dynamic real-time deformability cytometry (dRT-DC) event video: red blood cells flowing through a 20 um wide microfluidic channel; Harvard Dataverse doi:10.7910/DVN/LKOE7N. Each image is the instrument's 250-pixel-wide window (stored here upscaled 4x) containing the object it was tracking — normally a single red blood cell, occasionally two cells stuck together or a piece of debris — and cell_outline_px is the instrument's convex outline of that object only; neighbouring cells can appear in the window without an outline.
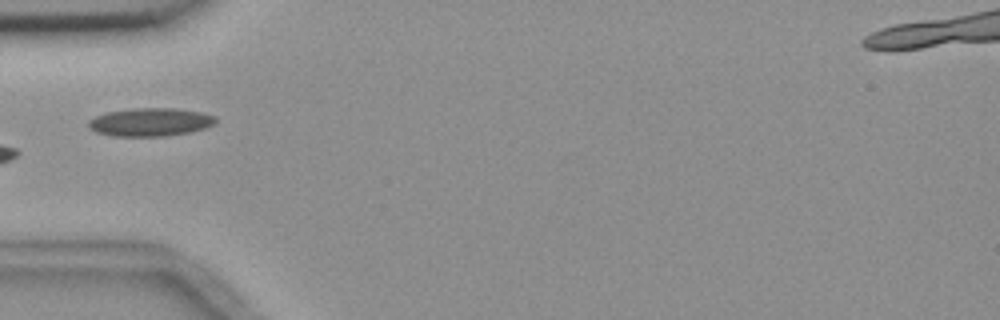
{"species": "common noctule bat (a hibernating species)", "species_latin": "Nyctalus noctula", "temperature_condition": "room temperature", "stored_images_in_passage": 8, "camera_frame_rate_fps": 3000, "um_per_image_px": 0.085, "animal": {"sex": "female", "body_mass_g": 18.4}, "frame": {"image": 1, "passage_image": 5, "time_ms": 5.667, "image_size_px": [1000, 320], "cell_outline_px": [[216, 124], [192, 132], [168, 136], [112, 136], [96, 132], [88, 128], [88, 120], [96, 116], [108, 112], [132, 108], [176, 108], [200, 112], [216, 116]], "centroid_in_image_um": [12.79, 10.38], "position_along_channel_um": 72.2, "area_um2": 21.1}}
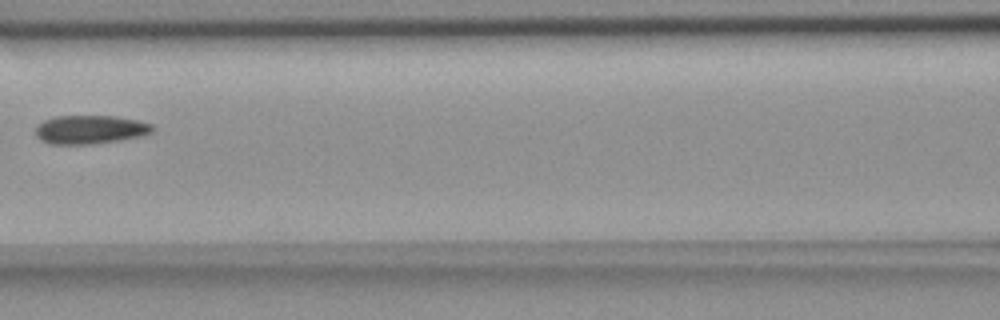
{"frame": {"image": 2, "passage_image": 7, "time_ms": 8.0, "image_size_px": [1000, 320], "cell_outline_px": [[152, 132], [140, 136], [116, 140], [88, 144], [48, 144], [40, 140], [36, 136], [36, 124], [44, 120], [56, 116], [116, 116], [140, 120], [152, 124]], "centroid_in_image_um": [7.62, 11.0], "position_along_channel_um": 159.0, "area_um2": 19.48}}
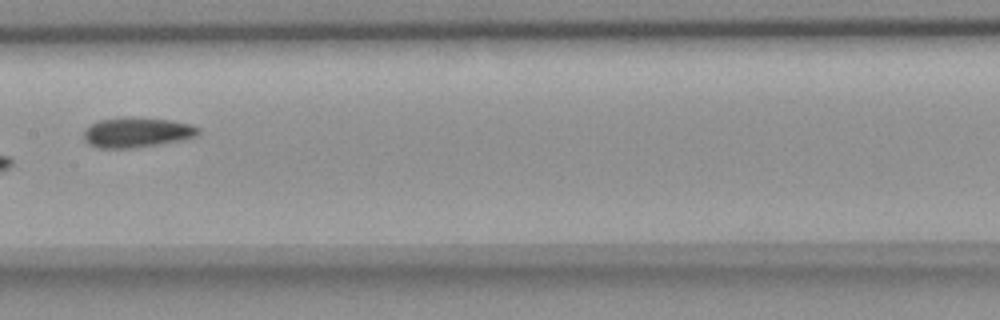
{"frame": {"image": 3, "passage_image": 8, "time_ms": 9.0, "image_size_px": [1000, 320], "cell_outline_px": [[200, 132], [196, 136], [184, 140], [132, 148], [100, 148], [88, 144], [84, 140], [84, 132], [88, 124], [100, 120], [120, 116], [128, 116], [172, 120], [192, 124], [200, 128]], "centroid_in_image_um": [11.63, 11.23], "position_along_channel_um": 195.8, "area_um2": 20.46}}